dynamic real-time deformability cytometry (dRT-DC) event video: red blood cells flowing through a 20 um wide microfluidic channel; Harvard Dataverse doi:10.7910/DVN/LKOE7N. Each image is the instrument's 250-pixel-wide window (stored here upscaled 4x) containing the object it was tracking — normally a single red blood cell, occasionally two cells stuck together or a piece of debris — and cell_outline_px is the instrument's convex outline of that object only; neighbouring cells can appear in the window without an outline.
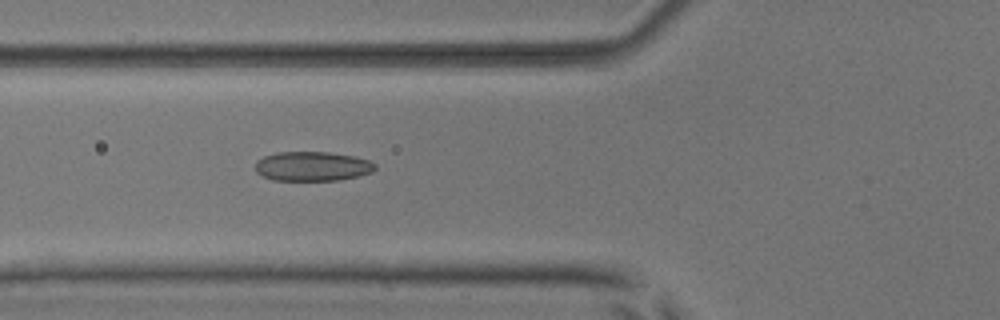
{"species": "common noctule bat (a hibernating species)", "species_latin": "Nyctalus noctula", "temperature_condition": "room temperature", "stored_images_in_passage": 38, "camera_frame_rate_fps": 3000, "um_per_image_px": 0.085, "animal": {"sex": "male", "body_mass_g": 17.9, "forearm_length_mm": 54.2}, "frame": {"image": 1, "passage_image": 5, "time_ms": 1.333, "image_size_px": [1000, 320], "cell_outline_px": [[376, 168], [372, 172], [360, 176], [340, 180], [272, 180], [256, 172], [256, 160], [264, 156], [276, 152], [328, 152], [356, 156], [368, 160], [376, 164]], "centroid_in_image_um": [26.57, 14.13], "position_along_channel_um": 99.2, "area_um2": 20.69}}
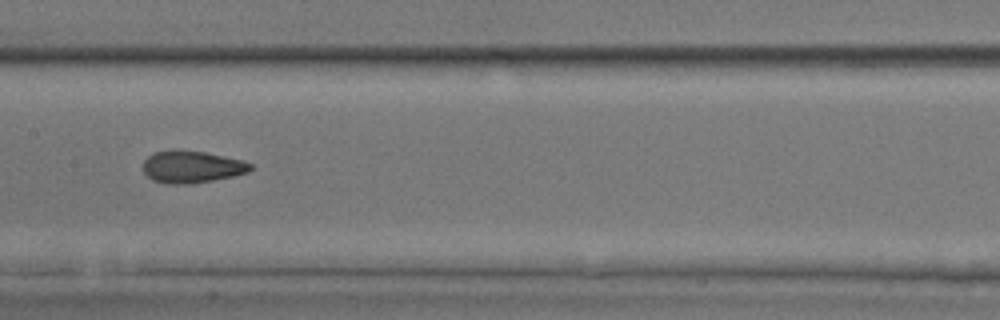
{"frame": {"image": 2, "passage_image": 12, "time_ms": 3.667, "image_size_px": [1000, 320], "cell_outline_px": [[252, 168], [248, 172], [236, 176], [188, 184], [168, 184], [152, 180], [144, 172], [144, 160], [152, 152], [172, 148], [176, 148], [204, 152], [240, 160], [252, 164]], "centroid_in_image_um": [16.26, 14.16], "position_along_channel_um": 191.1, "area_um2": 20.29}}
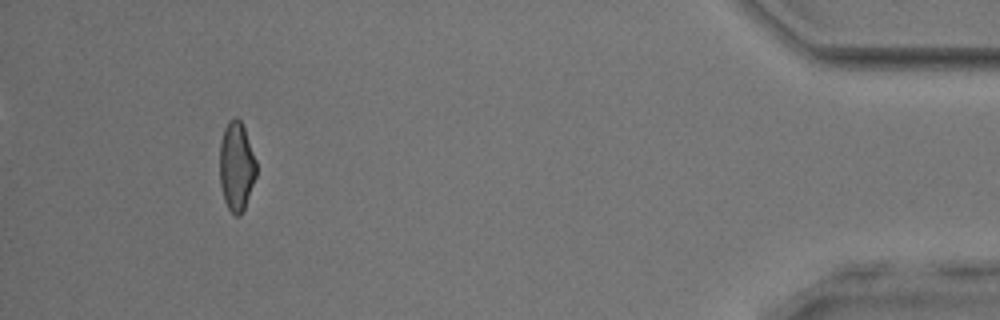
{"frame": {"image": 3, "passage_image": 34, "time_ms": 11.0, "image_size_px": [1000, 320], "cell_outline_px": [[256, 176], [244, 208], [240, 216], [236, 216], [228, 208], [224, 200], [220, 184], [220, 140], [224, 128], [228, 120], [232, 116], [236, 116], [240, 120], [244, 128], [256, 160]], "centroid_in_image_um": [20.09, 14.1], "position_along_channel_um": 415.1, "area_um2": 19.02}, "authors_computed_cell_mechanics": {"area_um2": 19.5653, "velocity_mm_per_s": 3.9254, "shape_relaxation_time_tau1_ms": 6.3452, "shape_relaxation_time_tau2_ms": 1.826, "deformation_change_tau1": 0.1695, "deformation_change_tau2": 0.0853}}